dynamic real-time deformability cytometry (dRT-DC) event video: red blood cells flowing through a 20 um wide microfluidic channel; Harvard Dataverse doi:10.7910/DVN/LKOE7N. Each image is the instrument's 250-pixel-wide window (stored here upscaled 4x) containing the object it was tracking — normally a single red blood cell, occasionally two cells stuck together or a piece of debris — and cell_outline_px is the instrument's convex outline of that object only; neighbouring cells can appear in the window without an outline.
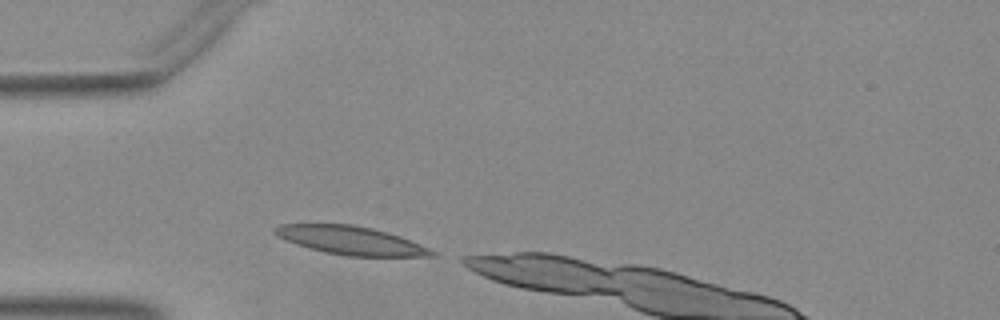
{"species": "Egyptian fruit bat (a non-hibernating species)", "species_latin": "Rousettus aegyptiacus", "temperature_condition": "warm", "stored_images_in_passage": 9, "camera_frame_rate_fps": 3000, "um_per_image_px": 0.085, "animal": {"sex": "female"}, "frame": {"image": 1, "passage_image": 1, "time_ms": 0.0, "image_size_px": [1000, 320], "cell_outline_px": [[436, 256], [344, 256], [324, 252], [308, 248], [296, 244], [272, 232], [272, 228], [280, 224], [352, 224], [372, 228], [400, 236], [428, 248], [436, 252]], "centroid_in_image_um": [29.8, 20.43], "position_along_channel_um": 55.2, "area_um2": 25.78}}
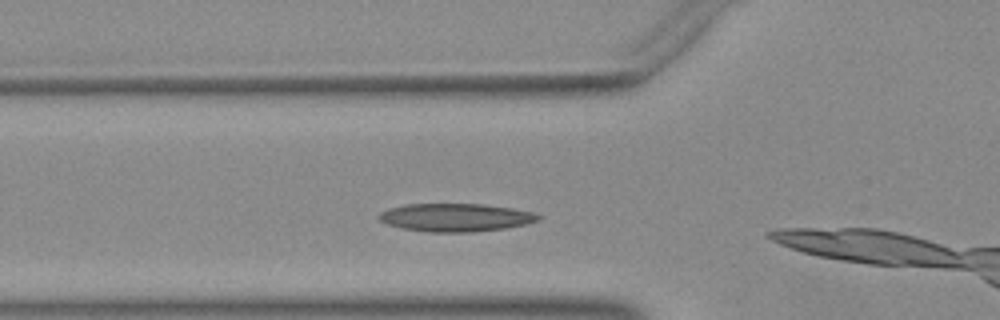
{"frame": {"image": 2, "passage_image": 4, "time_ms": 1.0, "image_size_px": [1000, 320], "cell_outline_px": [[544, 216], [540, 220], [524, 224], [504, 228], [472, 232], [428, 232], [404, 228], [388, 224], [380, 220], [376, 216], [380, 212], [388, 208], [404, 204], [484, 204], [512, 208], [532, 212]], "centroid_in_image_um": [38.72, 18.48], "position_along_channel_um": 87.1, "area_um2": 26.07}}
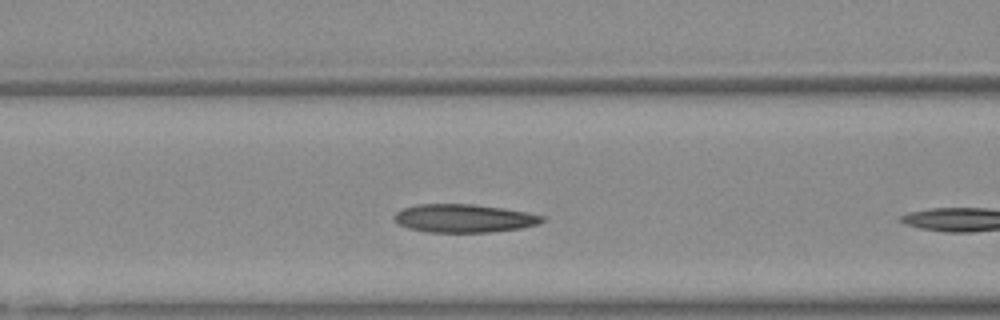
{"frame": {"image": 3, "passage_image": 7, "time_ms": 2.0, "image_size_px": [1000, 320], "cell_outline_px": [[544, 220], [536, 224], [520, 228], [488, 232], [428, 232], [408, 228], [396, 224], [392, 220], [392, 216], [396, 212], [404, 208], [420, 204], [472, 204], [528, 212], [544, 216]], "centroid_in_image_um": [39.36, 18.56], "position_along_channel_um": 127.2, "area_um2": 24.28}}